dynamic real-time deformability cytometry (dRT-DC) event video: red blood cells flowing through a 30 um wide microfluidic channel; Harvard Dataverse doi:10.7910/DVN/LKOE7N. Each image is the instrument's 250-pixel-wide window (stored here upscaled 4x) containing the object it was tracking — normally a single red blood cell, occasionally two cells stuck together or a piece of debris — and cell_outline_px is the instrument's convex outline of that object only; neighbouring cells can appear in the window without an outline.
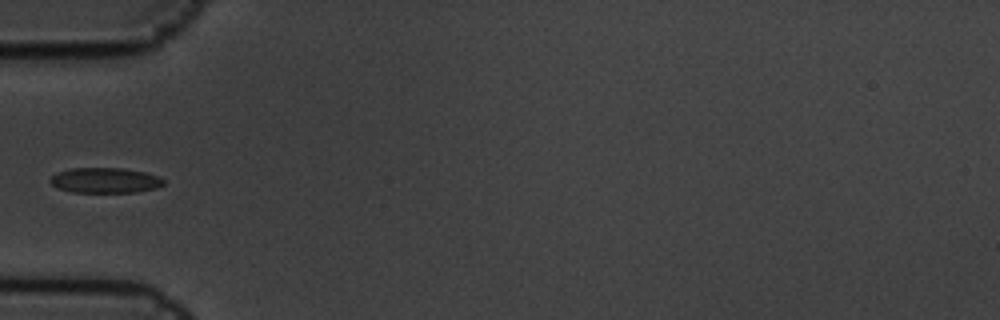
{"species": "common noctule bat (a hibernating species)", "species_latin": "Nyctalus noctula", "temperature_condition": "cold", "stored_images_in_passage": 7, "camera_frame_rate_fps": 3000, "um_per_image_px": 0.085, "animal": {"sex": "male", "body_mass_g": 19.5, "forearm_length_mm": 54.6}, "frame": {"image": 1, "passage_image": 5, "time_ms": 1.333, "image_size_px": [1000, 320], "cell_outline_px": [[164, 184], [156, 188], [136, 192], [72, 192], [60, 188], [52, 184], [48, 180], [56, 172], [72, 168], [124, 168], [144, 172], [160, 176], [164, 180]], "centroid_in_image_um": [8.95, 15.32], "position_along_channel_um": 76.1, "area_um2": 16.7}}
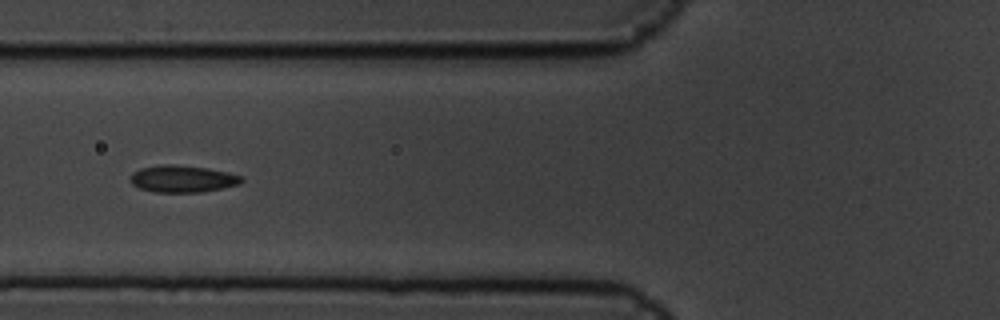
{"frame": {"image": 2, "passage_image": 6, "time_ms": 1.667, "image_size_px": [1000, 320], "cell_outline_px": [[244, 180], [240, 184], [200, 192], [152, 192], [140, 188], [132, 184], [128, 180], [132, 172], [140, 168], [160, 164], [172, 164], [208, 168], [228, 172], [244, 176]], "centroid_in_image_um": [15.49, 15.19], "position_along_channel_um": 110.3, "area_um2": 17.69}}
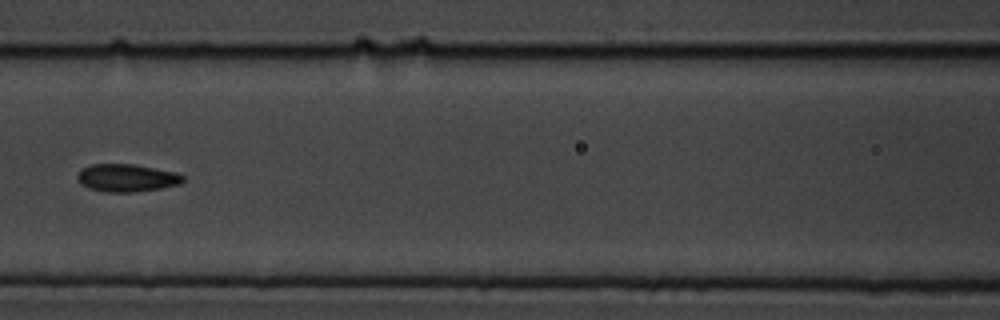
{"frame": {"image": 3, "passage_image": 7, "time_ms": 2.0, "image_size_px": [1000, 320], "cell_outline_px": [[184, 180], [180, 184], [160, 188], [132, 192], [104, 192], [88, 188], [80, 184], [76, 176], [84, 168], [92, 164], [136, 164], [176, 172], [184, 176]], "centroid_in_image_um": [10.78, 15.12], "position_along_channel_um": 155.8, "area_um2": 17.05}}